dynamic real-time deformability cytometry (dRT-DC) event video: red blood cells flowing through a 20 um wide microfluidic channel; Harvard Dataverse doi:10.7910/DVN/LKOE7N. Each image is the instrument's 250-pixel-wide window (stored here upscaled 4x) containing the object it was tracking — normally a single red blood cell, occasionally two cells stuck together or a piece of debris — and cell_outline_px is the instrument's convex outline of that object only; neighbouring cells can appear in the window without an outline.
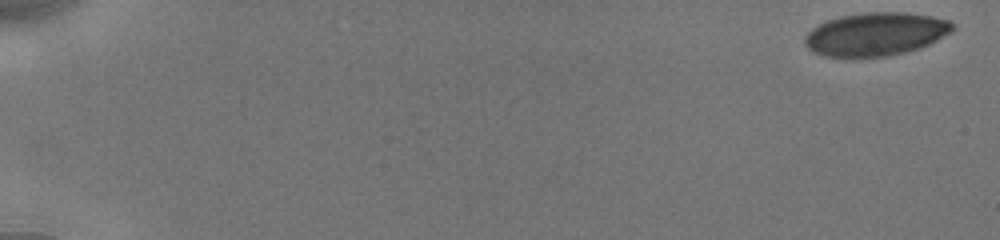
{"species": "human", "species_latin": "Homo sapiens", "temperature_condition": "cold", "stored_images_in_passage": 44, "camera_frame_rate_fps": 3000, "um_per_image_px": 0.085, "donor": {"sex": "male"}, "frame": {"image": 1, "passage_image": 1, "time_ms": 0.0, "image_size_px": [1000, 240], "cell_outline_px": [[956, 28], [952, 32], [920, 48], [888, 56], [824, 56], [812, 52], [804, 44], [804, 36], [816, 24], [840, 16], [864, 12], [904, 12], [932, 16], [948, 20], [956, 24]], "centroid_in_image_um": [74.44, 2.88], "position_along_channel_um": 10.6, "area_um2": 37.34}}
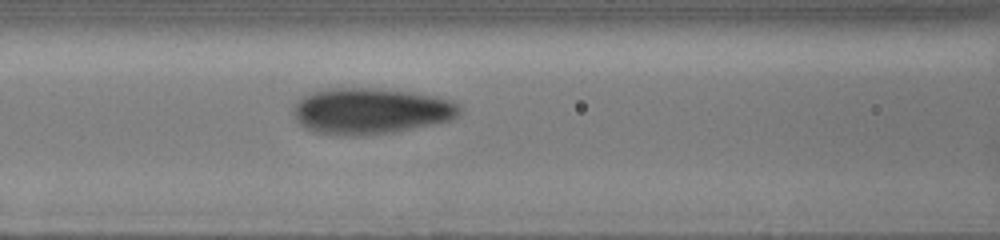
{"frame": {"image": 2, "passage_image": 21, "time_ms": 8.0, "image_size_px": [1000, 240], "cell_outline_px": [[460, 112], [452, 120], [392, 132], [368, 136], [344, 136], [316, 132], [300, 124], [296, 120], [292, 112], [292, 108], [296, 100], [312, 92], [332, 88], [372, 88], [408, 92], [436, 96], [452, 100], [460, 108]], "centroid_in_image_um": [31.47, 9.44], "position_along_channel_um": 135.1, "area_um2": 44.62}}
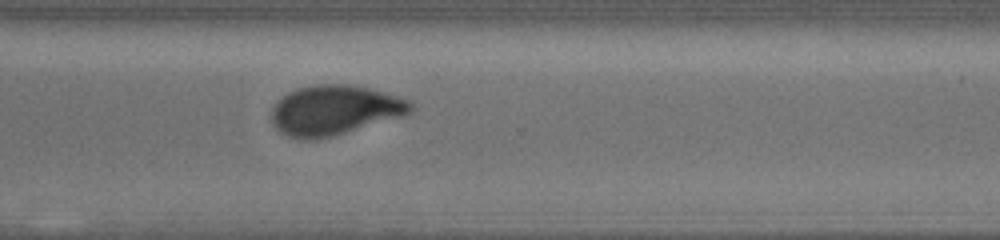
{"frame": {"image": 3, "passage_image": 44, "time_ms": 13.333, "image_size_px": [1000, 240], "cell_outline_px": [[416, 108], [412, 112], [404, 116], [332, 136], [312, 140], [304, 140], [288, 136], [280, 132], [272, 124], [272, 108], [276, 100], [288, 92], [300, 88], [316, 84], [348, 84], [368, 88], [396, 96], [408, 100]], "centroid_in_image_um": [28.42, 9.37], "position_along_channel_um": 342.2, "area_um2": 40.4}}